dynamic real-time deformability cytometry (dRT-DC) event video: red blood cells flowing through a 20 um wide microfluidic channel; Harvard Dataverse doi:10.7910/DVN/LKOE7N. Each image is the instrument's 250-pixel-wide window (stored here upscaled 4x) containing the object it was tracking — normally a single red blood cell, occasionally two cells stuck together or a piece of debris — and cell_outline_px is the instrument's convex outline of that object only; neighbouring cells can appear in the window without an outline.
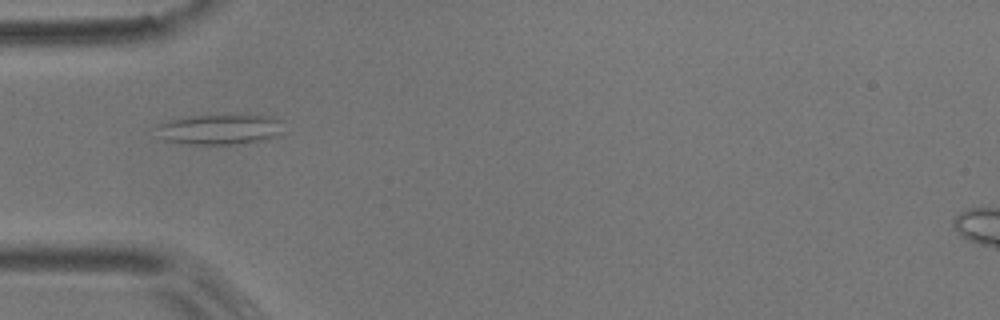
{"species": "common noctule bat (a hibernating species)", "species_latin": "Nyctalus noctula", "temperature_condition": "room temperature", "stored_images_in_passage": 15, "camera_frame_rate_fps": 3000, "um_per_image_px": 0.085, "animal": {"sex": "male", "body_mass_g": 17.9}, "frame": {"image": 1, "passage_image": 3, "time_ms": 0.667, "image_size_px": [1000, 320], "cell_outline_px": [[284, 132], [280, 136], [264, 140], [232, 144], [188, 144], [164, 140], [156, 124], [168, 120], [192, 116], [236, 112], [240, 112], [276, 116], [284, 120]], "centroid_in_image_um": [18.87, 10.93], "position_along_channel_um": 66.1, "area_um2": 23.7}}
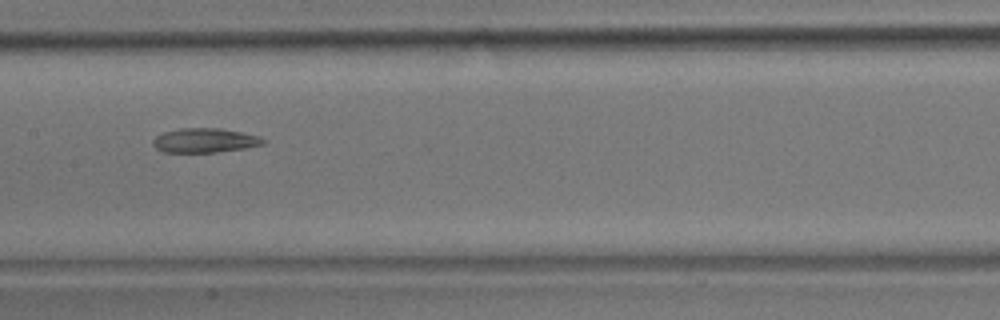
{"frame": {"image": 2, "passage_image": 13, "time_ms": 4.0, "image_size_px": [1000, 320], "cell_outline_px": [[268, 140], [264, 144], [244, 148], [216, 152], [164, 152], [156, 148], [152, 144], [152, 140], [156, 136], [164, 132], [180, 128], [220, 128], [260, 136]], "centroid_in_image_um": [17.41, 11.93], "position_along_channel_um": 190.0, "area_um2": 15.66}}